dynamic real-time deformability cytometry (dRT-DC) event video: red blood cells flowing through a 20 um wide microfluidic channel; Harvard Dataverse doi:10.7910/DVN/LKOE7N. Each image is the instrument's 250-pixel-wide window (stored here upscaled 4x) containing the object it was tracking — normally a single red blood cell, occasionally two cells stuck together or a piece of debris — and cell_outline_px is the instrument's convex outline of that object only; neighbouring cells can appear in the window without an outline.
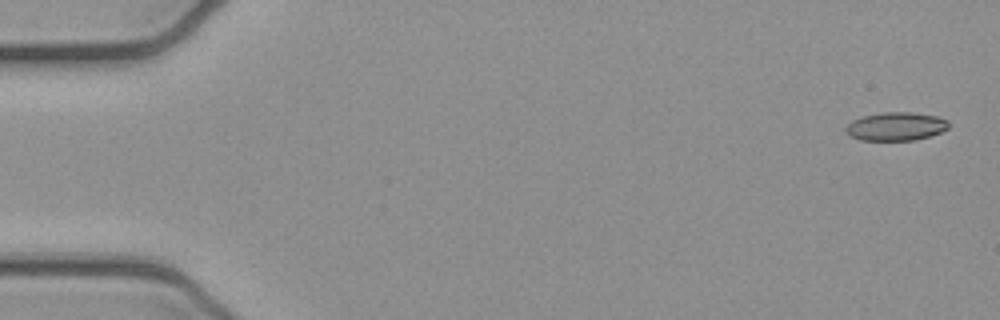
{"species": "common noctule bat (a hibernating species)", "species_latin": "Nyctalus noctula", "temperature_condition": "cold", "stored_images_in_passage": 3, "camera_frame_rate_fps": 3000, "um_per_image_px": 0.085, "animal": {"sex": "female", "body_mass_g": 21.9}, "frame": {"image": 1, "passage_image": 1, "time_ms": 0.0, "image_size_px": [1000, 320], "cell_outline_px": [[948, 128], [940, 132], [916, 140], [860, 140], [844, 132], [844, 128], [852, 120], [864, 116], [880, 112], [912, 112], [936, 116], [948, 120]], "centroid_in_image_um": [76.13, 10.74], "position_along_channel_um": 8.9, "area_um2": 16.99}}